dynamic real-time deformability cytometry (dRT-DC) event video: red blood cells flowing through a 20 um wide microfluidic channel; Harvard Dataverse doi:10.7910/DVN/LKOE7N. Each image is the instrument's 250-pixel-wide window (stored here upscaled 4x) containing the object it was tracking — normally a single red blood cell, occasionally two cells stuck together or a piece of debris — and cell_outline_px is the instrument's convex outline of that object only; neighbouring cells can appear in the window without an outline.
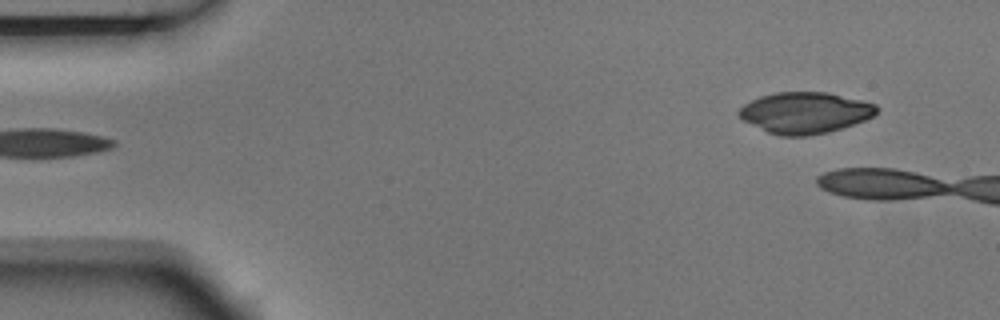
{"species": "Egyptian fruit bat (a non-hibernating species)", "species_latin": "Rousettus aegyptiacus", "temperature_condition": "room temperature", "stored_images_in_passage": 4, "segment_of_instrument_passage": [2, 2], "camera_frame_rate_fps": 3000, "um_per_image_px": 0.085, "animal": {"sex": "male"}, "frame": {"image": 1, "passage_image": 4, "time_ms": 1.0, "image_size_px": [1000, 320], "cell_outline_px": [[880, 108], [872, 116], [864, 120], [828, 132], [808, 136], [780, 136], [768, 132], [744, 120], [736, 112], [744, 104], [760, 96], [776, 92], [828, 92], [864, 100], [876, 104]], "centroid_in_image_um": [68.44, 9.57], "position_along_channel_um": 16.6, "area_um2": 33.0}}